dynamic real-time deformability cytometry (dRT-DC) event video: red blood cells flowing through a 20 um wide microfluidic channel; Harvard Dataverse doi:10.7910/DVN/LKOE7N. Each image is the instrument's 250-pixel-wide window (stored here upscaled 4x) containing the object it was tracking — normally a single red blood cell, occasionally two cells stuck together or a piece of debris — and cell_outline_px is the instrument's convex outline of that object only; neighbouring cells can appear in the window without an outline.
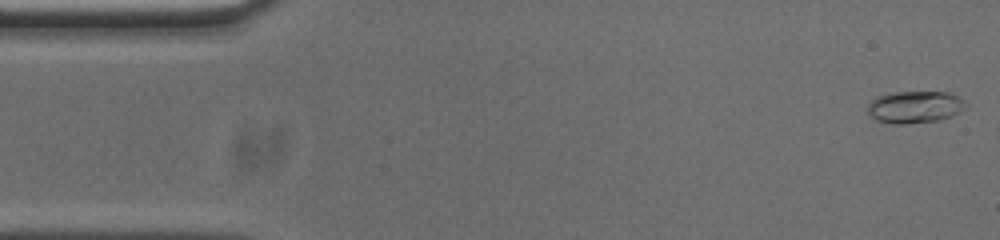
{"species": "common noctule bat (a hibernating species)", "species_latin": "Nyctalus noctula", "temperature_condition": "cold", "stored_images_in_passage": 53, "camera_frame_rate_fps": 3000, "um_per_image_px": 0.085, "animal": {"sex": "male", "body_mass_g": 20.0, "forearm_length_mm": 53.3}, "frame": {"image": 1, "passage_image": 1, "time_ms": 0.0, "image_size_px": [1000, 240], "cell_outline_px": [[968, 104], [960, 112], [952, 116], [940, 120], [908, 124], [892, 124], [876, 120], [868, 112], [868, 104], [876, 96], [896, 92], [948, 92], [964, 100]], "centroid_in_image_um": [77.77, 9.1], "position_along_channel_um": 7.2, "area_um2": 18.44}}
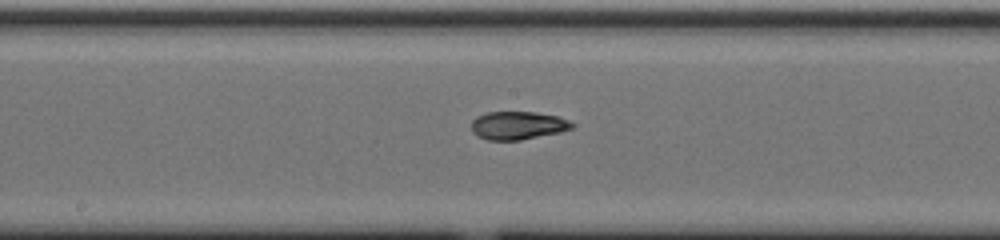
{"frame": {"image": 2, "passage_image": 26, "time_ms": 8.333, "image_size_px": [1000, 240], "cell_outline_px": [[576, 124], [572, 128], [560, 132], [520, 140], [488, 140], [476, 136], [472, 132], [472, 120], [476, 116], [488, 112], [536, 112], [560, 116]], "centroid_in_image_um": [44.02, 10.66], "position_along_channel_um": 204.2, "area_um2": 16.65}}
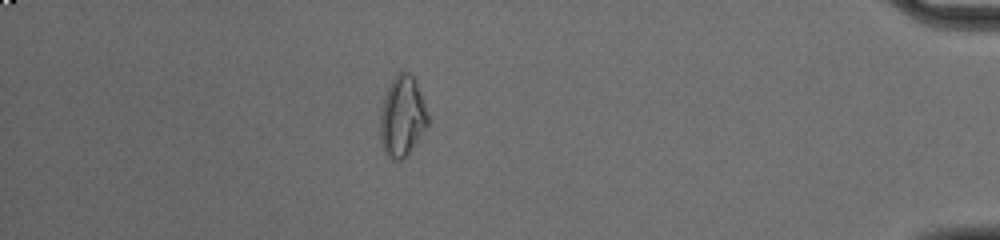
{"frame": {"image": 3, "passage_image": 46, "time_ms": 15.0, "image_size_px": [1000, 240], "cell_outline_px": [[428, 124], [408, 156], [404, 160], [392, 160], [384, 152], [380, 140], [380, 108], [384, 96], [392, 80], [400, 72], [408, 72], [416, 80], [428, 116]], "centroid_in_image_um": [34.17, 9.95], "position_along_channel_um": 401.0, "area_um2": 22.43}, "authors_computed_cell_mechanics": {"area_um2": 17.1088, "velocity_mm_per_s": 3.7454, "shape_relaxation_time_tau1_ms": 8.6288, "shape_relaxation_time_tau2_ms": 3.545, "deformation_change_tau1": 0.2398, "deformation_change_tau2": 0.0749}}